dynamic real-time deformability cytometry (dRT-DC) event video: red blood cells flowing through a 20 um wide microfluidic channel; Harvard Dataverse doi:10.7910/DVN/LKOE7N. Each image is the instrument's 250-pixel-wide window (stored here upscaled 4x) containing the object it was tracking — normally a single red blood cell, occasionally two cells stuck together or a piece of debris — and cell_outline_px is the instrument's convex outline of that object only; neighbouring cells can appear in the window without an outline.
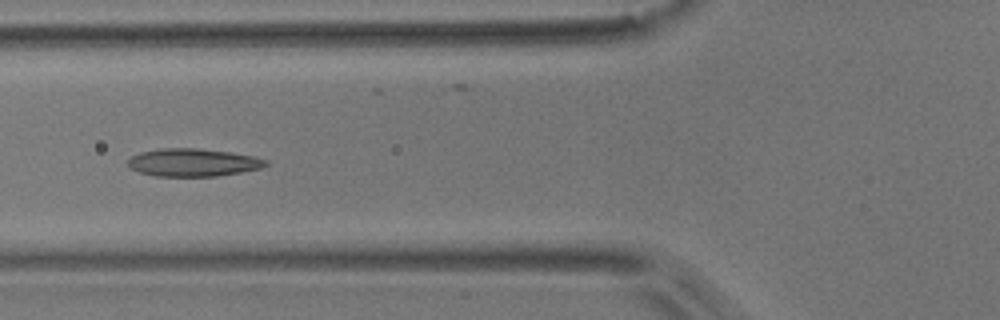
{"species": "common noctule bat (a hibernating species)", "species_latin": "Nyctalus noctula", "temperature_condition": "room temperature", "stored_images_in_passage": 9, "camera_frame_rate_fps": 3000, "um_per_image_px": 0.085, "animal": {"sex": "male", "body_mass_g": 17.9}, "frame": {"image": 1, "passage_image": 6, "time_ms": 1.667, "image_size_px": [1000, 320], "cell_outline_px": [[268, 164], [260, 168], [240, 172], [216, 176], [156, 176], [140, 172], [132, 168], [128, 164], [128, 160], [132, 156], [140, 152], [160, 148], [196, 148], [228, 152], [252, 156], [268, 160]], "centroid_in_image_um": [16.4, 13.81], "position_along_channel_um": 109.4, "area_um2": 22.08}}
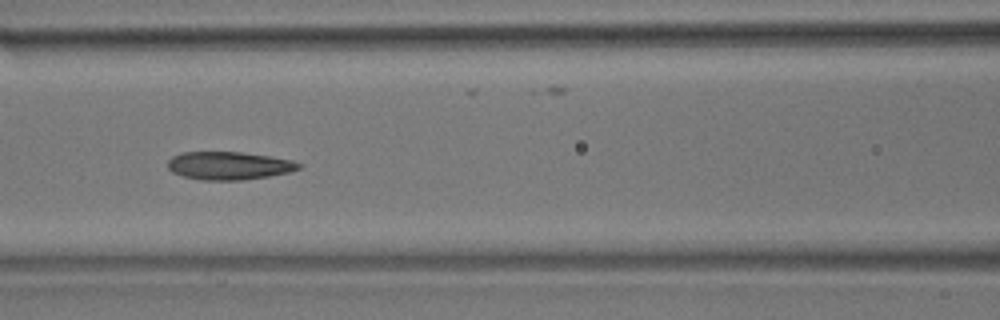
{"frame": {"image": 2, "passage_image": 7, "time_ms": 2.0, "image_size_px": [1000, 320], "cell_outline_px": [[304, 164], [300, 168], [288, 172], [268, 176], [240, 180], [200, 180], [184, 176], [172, 172], [168, 168], [168, 160], [172, 156], [180, 152], [240, 152], [268, 156], [292, 160]], "centroid_in_image_um": [19.44, 14.08], "position_along_channel_um": 147.2, "area_um2": 21.33}}
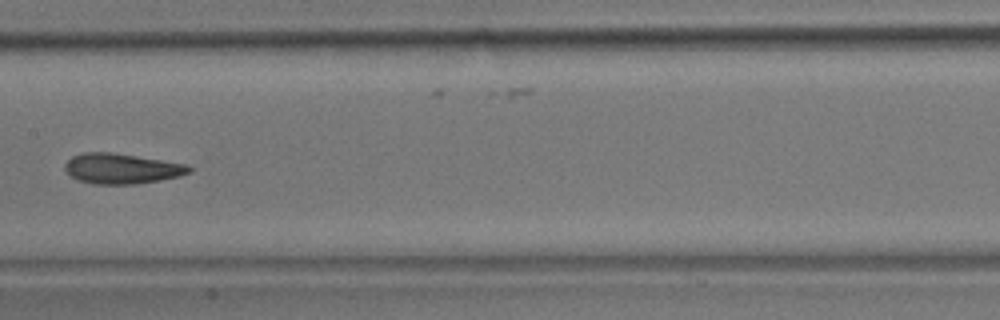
{"frame": {"image": 3, "passage_image": 8, "time_ms": 2.333, "image_size_px": [1000, 320], "cell_outline_px": [[192, 172], [180, 176], [160, 180], [136, 184], [92, 184], [80, 180], [72, 176], [64, 168], [64, 164], [72, 156], [84, 152], [112, 152], [188, 164], [192, 168]], "centroid_in_image_um": [10.37, 14.32], "position_along_channel_um": 197.0, "area_um2": 21.96}}